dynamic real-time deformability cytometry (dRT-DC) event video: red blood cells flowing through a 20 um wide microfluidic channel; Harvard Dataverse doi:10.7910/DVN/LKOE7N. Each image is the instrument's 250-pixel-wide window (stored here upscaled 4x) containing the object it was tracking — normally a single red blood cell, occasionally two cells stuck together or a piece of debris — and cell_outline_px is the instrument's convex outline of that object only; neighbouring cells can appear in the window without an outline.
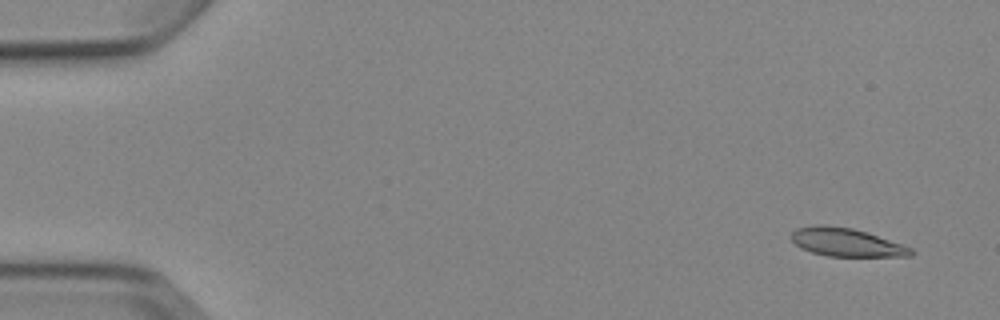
{"species": "Egyptian fruit bat (a non-hibernating species)", "species_latin": "Rousettus aegyptiacus", "temperature_condition": "cold", "stored_images_in_passage": 5, "camera_frame_rate_fps": 3000, "um_per_image_px": 0.085, "animal": {"sex": "female"}, "frame": {"image": 1, "passage_image": 2, "time_ms": 1.0, "image_size_px": [1000, 320], "cell_outline_px": [[916, 252], [912, 256], [828, 256], [812, 252], [800, 248], [792, 240], [792, 232], [796, 228], [816, 224], [824, 224], [852, 228], [868, 232], [912, 248]], "centroid_in_image_um": [71.94, 20.59], "position_along_channel_um": 13.1, "area_um2": 19.77}}
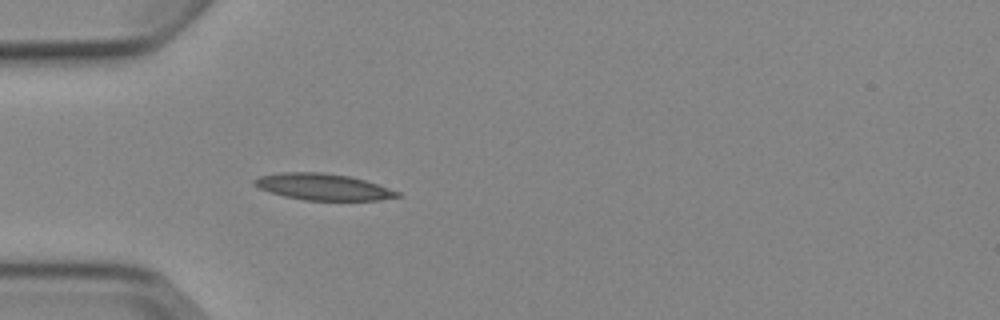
{"frame": {"image": 2, "passage_image": 5, "time_ms": 5.333, "image_size_px": [1000, 320], "cell_outline_px": [[404, 196], [380, 200], [304, 200], [284, 196], [260, 188], [252, 184], [252, 180], [260, 176], [280, 172], [324, 172], [348, 176], [364, 180], [400, 192]], "centroid_in_image_um": [27.46, 15.88], "position_along_channel_um": 57.5, "area_um2": 21.96}}